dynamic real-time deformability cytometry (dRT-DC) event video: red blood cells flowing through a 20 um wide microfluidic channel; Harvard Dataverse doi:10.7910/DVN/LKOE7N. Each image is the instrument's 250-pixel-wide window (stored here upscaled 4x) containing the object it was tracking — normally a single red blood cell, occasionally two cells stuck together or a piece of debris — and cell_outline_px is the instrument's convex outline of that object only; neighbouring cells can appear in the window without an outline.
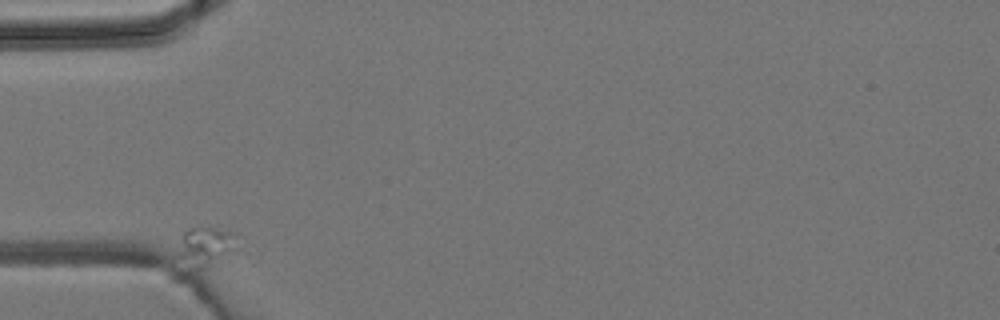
{"species": "common noctule bat (a hibernating species)", "species_latin": "Nyctalus noctula", "temperature_condition": "room temperature", "stored_images_in_passage": 2, "camera_frame_rate_fps": 3000, "um_per_image_px": 0.085, "animal": {"sex": "male", "body_mass_g": 19.2, "forearm_length_mm": 51.8}, "frame": {"image": 1, "passage_image": 1, "time_ms": 0.0, "image_size_px": [1000, 320], "cell_outline_px": [[240, 248], [196, 268], [180, 256], [180, 252], [184, 232], [188, 228], [212, 228], [236, 232], [240, 236]], "centroid_in_image_um": [17.65, 20.82], "position_along_channel_um": 67.4, "area_um2": 12.48}}